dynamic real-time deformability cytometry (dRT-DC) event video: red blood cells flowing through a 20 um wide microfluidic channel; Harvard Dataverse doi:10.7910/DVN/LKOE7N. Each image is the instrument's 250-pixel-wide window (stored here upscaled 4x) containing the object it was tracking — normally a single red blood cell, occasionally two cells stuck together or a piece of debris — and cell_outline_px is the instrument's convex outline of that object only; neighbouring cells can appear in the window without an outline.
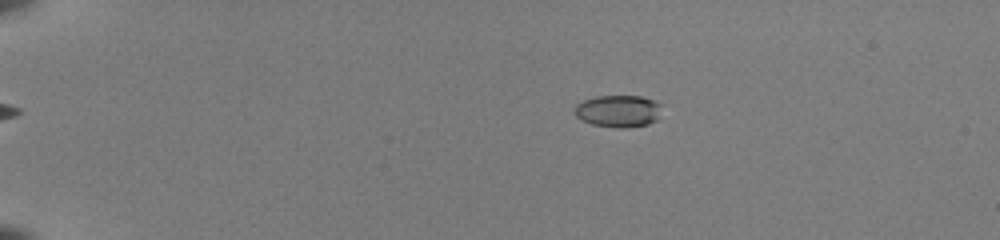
{"species": "common noctule bat (a hibernating species)", "species_latin": "Nyctalus noctula", "temperature_condition": "room temperature", "stored_images_in_passage": 51, "camera_frame_rate_fps": 3000, "um_per_image_px": 0.085, "animal": {"sex": "female", "body_mass_g": 22.0, "forearm_length_mm": 56.7}, "frame": {"image": 1, "passage_image": 10, "time_ms": 3.0, "image_size_px": [1000, 240], "cell_outline_px": [[660, 104], [656, 120], [648, 124], [628, 128], [624, 128], [592, 124], [576, 116], [576, 104], [584, 100], [596, 96], [640, 96], [656, 100]], "centroid_in_image_um": [52.56, 9.43], "position_along_channel_um": 32.4, "area_um2": 16.01}}
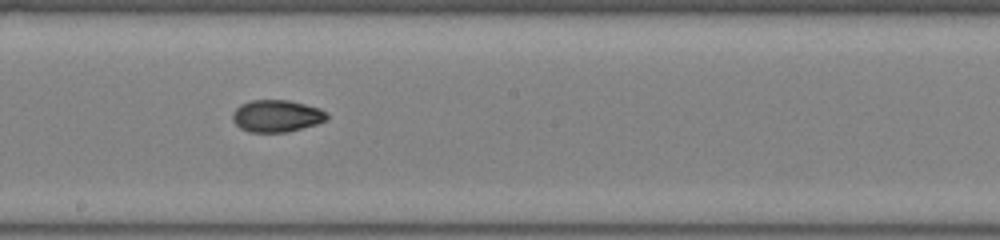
{"frame": {"image": 2, "passage_image": 31, "time_ms": 10.0, "image_size_px": [1000, 240], "cell_outline_px": [[328, 120], [316, 124], [288, 132], [248, 132], [240, 128], [232, 120], [232, 112], [240, 104], [252, 100], [288, 100], [320, 108], [328, 112]], "centroid_in_image_um": [23.52, 9.86], "position_along_channel_um": 224.7, "area_um2": 17.8}}
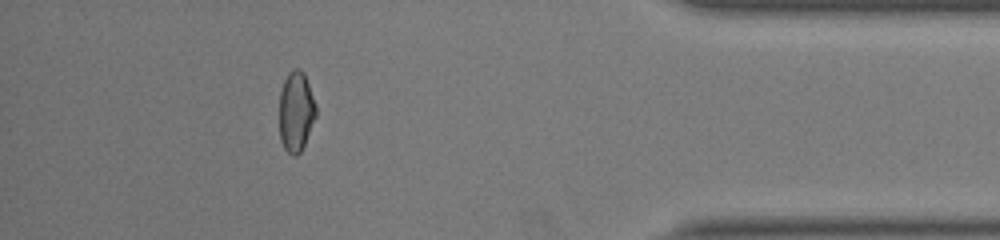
{"frame": {"image": 3, "passage_image": 47, "time_ms": 15.333, "image_size_px": [1000, 240], "cell_outline_px": [[316, 116], [304, 144], [300, 152], [296, 156], [292, 156], [284, 148], [280, 140], [280, 92], [284, 80], [288, 72], [292, 68], [300, 68], [304, 72], [316, 104]], "centroid_in_image_um": [25.16, 9.45], "position_along_channel_um": 410.0, "area_um2": 17.17}, "authors_computed_cell_mechanics": {"area_um2": 16.9354, "velocity_mm_per_s": 4.0479, "shape_relaxation_time_tau1_ms": null, "shape_relaxation_time_tau2_ms": 1.5294, "deformation_change_tau1": null, "deformation_change_tau2": 0.0532}}